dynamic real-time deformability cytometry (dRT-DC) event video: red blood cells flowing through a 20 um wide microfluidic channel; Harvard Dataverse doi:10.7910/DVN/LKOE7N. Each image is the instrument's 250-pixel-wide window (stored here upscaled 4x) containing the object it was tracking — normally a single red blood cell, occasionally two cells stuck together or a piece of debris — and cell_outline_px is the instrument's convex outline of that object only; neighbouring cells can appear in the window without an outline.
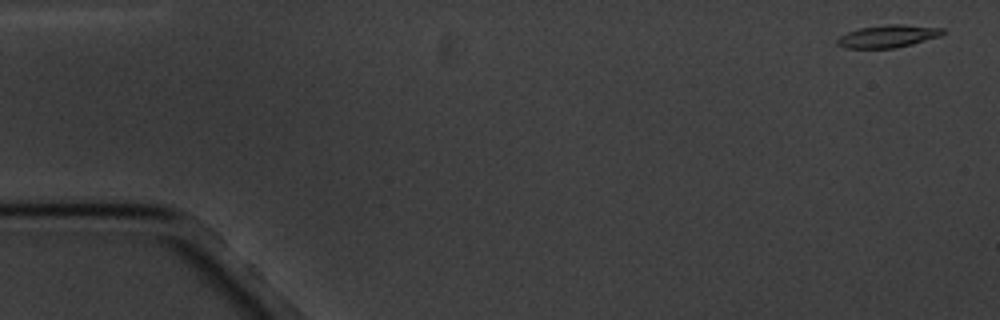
{"species": "common noctule bat (a hibernating species)", "species_latin": "Nyctalus noctula", "temperature_condition": "cold", "stored_images_in_passage": 6, "camera_frame_rate_fps": 3000, "um_per_image_px": 0.085, "animal": {"sex": "male", "body_mass_g": 20.1, "forearm_length_mm": 53.5}, "frame": {"image": 1, "passage_image": 1, "time_ms": 0.0, "image_size_px": [1000, 320], "cell_outline_px": [[944, 32], [940, 36], [912, 44], [896, 48], [844, 48], [836, 44], [836, 40], [840, 36], [848, 32], [860, 28], [884, 24], [904, 24], [944, 28]], "centroid_in_image_um": [75.47, 3.07], "position_along_channel_um": 9.5, "area_um2": 13.93}}
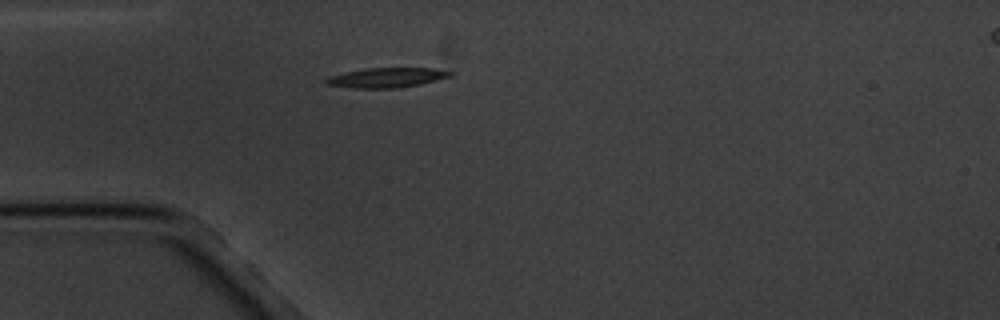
{"frame": {"image": 2, "passage_image": 5, "time_ms": 4.667, "image_size_px": [1000, 320], "cell_outline_px": [[456, 72], [452, 76], [420, 84], [396, 88], [352, 88], [324, 84], [324, 80], [328, 76], [344, 72], [364, 68], [432, 68]], "centroid_in_image_um": [32.84, 6.59], "position_along_channel_um": 52.2, "area_um2": 14.45}}